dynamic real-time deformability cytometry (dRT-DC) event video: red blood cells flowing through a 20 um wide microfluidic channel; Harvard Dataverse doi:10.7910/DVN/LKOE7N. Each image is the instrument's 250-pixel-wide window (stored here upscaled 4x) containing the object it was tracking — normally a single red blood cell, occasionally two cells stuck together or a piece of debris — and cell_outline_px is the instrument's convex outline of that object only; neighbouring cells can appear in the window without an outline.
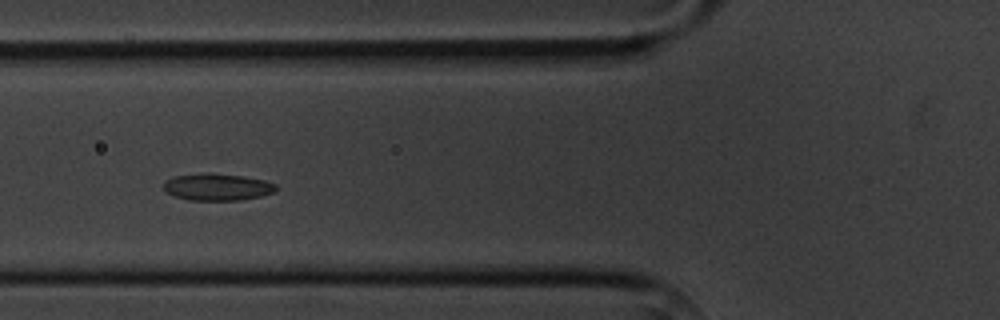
{"species": "common noctule bat (a hibernating species)", "species_latin": "Nyctalus noctula", "temperature_condition": "cold", "stored_images_in_passage": 13, "camera_frame_rate_fps": 3000, "um_per_image_px": 0.085, "animal": {"sex": "male", "body_mass_g": 20.1, "forearm_length_mm": 53.5}, "frame": {"image": 1, "passage_image": 4, "time_ms": 4.333, "image_size_px": [1000, 320], "cell_outline_px": [[276, 188], [272, 192], [260, 196], [240, 200], [188, 200], [164, 192], [164, 180], [172, 176], [208, 172], [212, 172], [244, 176], [264, 180], [276, 184]], "centroid_in_image_um": [18.42, 15.88], "position_along_channel_um": 107.4, "area_um2": 17.8}}
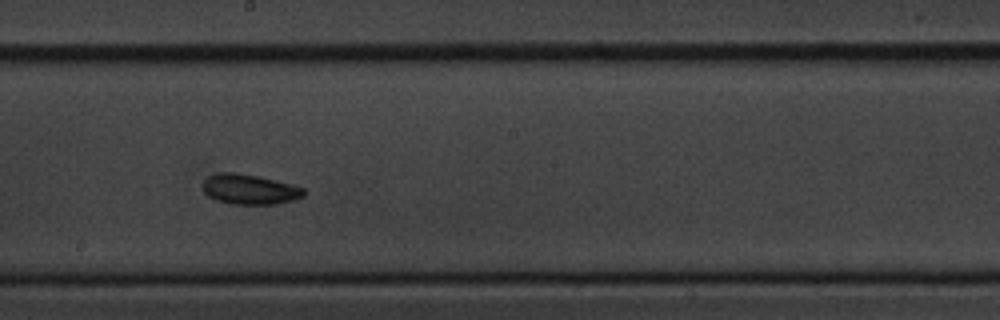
{"frame": {"image": 2, "passage_image": 7, "time_ms": 7.667, "image_size_px": [1000, 320], "cell_outline_px": [[308, 192], [304, 196], [292, 200], [276, 204], [232, 204], [216, 200], [208, 196], [204, 192], [204, 180], [208, 176], [216, 172], [236, 172], [256, 176], [304, 188]], "centroid_in_image_um": [21.2, 16.09], "position_along_channel_um": 227.0, "area_um2": 17.57}}
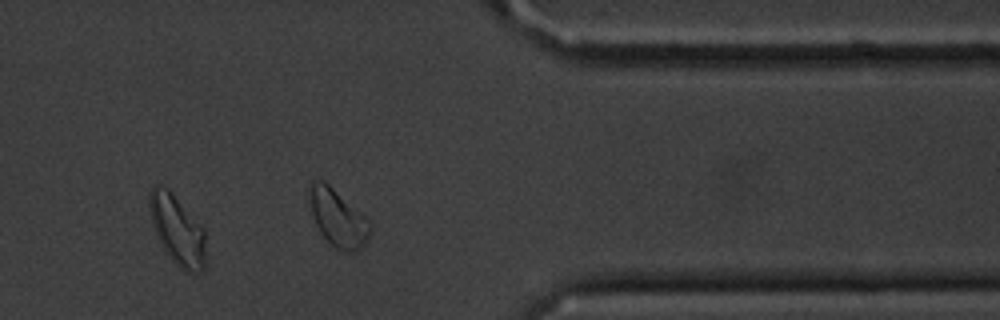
{"frame": {"image": 3, "passage_image": 11, "time_ms": 12.333, "image_size_px": [1000, 320], "cell_outline_px": [[204, 268], [200, 272], [188, 272], [180, 268], [172, 260], [164, 248], [156, 232], [148, 208], [148, 196], [152, 184], [156, 184], [168, 188], [204, 228]], "centroid_in_image_um": [15.05, 19.5], "position_along_channel_um": 396.4, "area_um2": 22.48}, "authors_computed_cell_mechanics": {"area_um2": 17.8024, "velocity_mm_per_s": 3.5966, "shape_relaxation_time_tau1_ms": 2.1894, "shape_relaxation_time_tau2_ms": 3.2965, "deformation_change_tau1": 0.0811, "deformation_change_tau2": 0.0785}}